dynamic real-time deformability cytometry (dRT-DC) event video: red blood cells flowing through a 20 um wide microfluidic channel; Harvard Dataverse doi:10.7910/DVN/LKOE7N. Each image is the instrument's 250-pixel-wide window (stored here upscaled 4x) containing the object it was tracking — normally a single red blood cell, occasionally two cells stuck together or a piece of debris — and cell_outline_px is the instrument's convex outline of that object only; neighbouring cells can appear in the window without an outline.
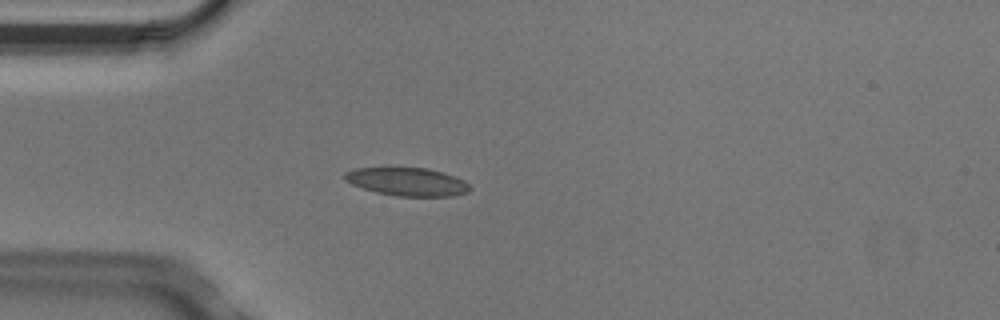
{"species": "Egyptian fruit bat (a non-hibernating species)", "species_latin": "Rousettus aegyptiacus", "temperature_condition": "cold", "stored_images_in_passage": 4, "camera_frame_rate_fps": 3000, "um_per_image_px": 0.085, "animal": {"sex": "male"}, "frame": {"image": 1, "passage_image": 4, "time_ms": 1.0, "image_size_px": [1000, 320], "cell_outline_px": [[472, 188], [468, 192], [452, 196], [396, 196], [376, 192], [352, 184], [344, 180], [344, 172], [356, 168], [388, 164], [428, 168], [444, 172], [464, 180]], "centroid_in_image_um": [34.56, 15.38], "position_along_channel_um": 50.4, "area_um2": 21.56}}